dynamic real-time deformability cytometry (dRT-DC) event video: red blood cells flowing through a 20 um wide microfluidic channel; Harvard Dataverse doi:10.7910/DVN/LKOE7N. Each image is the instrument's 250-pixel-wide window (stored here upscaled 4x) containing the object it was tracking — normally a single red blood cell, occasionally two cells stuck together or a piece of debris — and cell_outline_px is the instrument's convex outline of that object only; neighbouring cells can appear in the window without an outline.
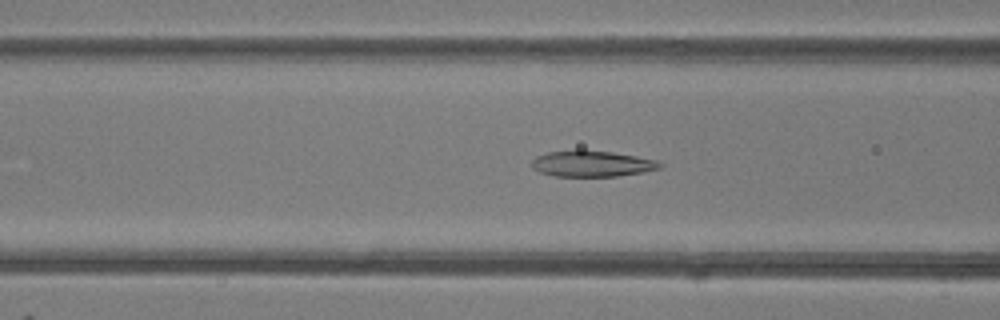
{"species": "common noctule bat (a hibernating species)", "species_latin": "Nyctalus noctula", "temperature_condition": "room temperature", "stored_images_in_passage": 39, "camera_frame_rate_fps": 3000, "um_per_image_px": 0.085, "animal": {"sex": "female"}, "frame": {"image": 1, "passage_image": 19, "time_ms": 6.0, "image_size_px": [1000, 320], "cell_outline_px": [[664, 164], [660, 168], [644, 172], [616, 176], [556, 176], [540, 172], [532, 168], [532, 160], [536, 156], [548, 152], [576, 148], [580, 148], [612, 152], [636, 156], [656, 160]], "centroid_in_image_um": [50.3, 13.89], "position_along_channel_um": 116.3, "area_um2": 19.77}}
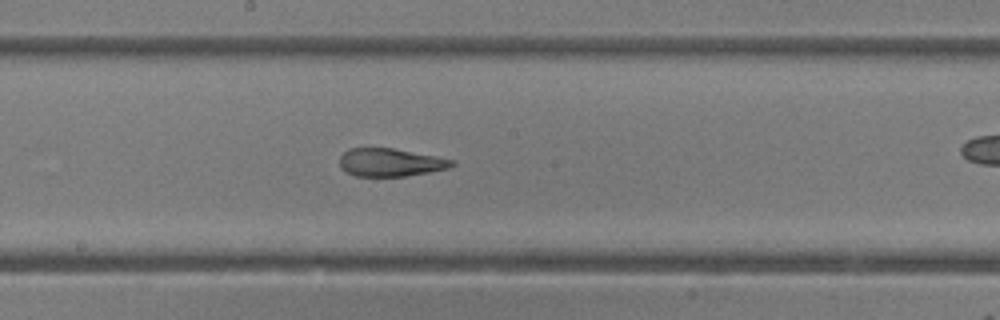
{"frame": {"image": 2, "passage_image": 26, "time_ms": 8.333, "image_size_px": [1000, 320], "cell_outline_px": [[456, 164], [448, 168], [428, 172], [404, 176], [356, 176], [340, 168], [340, 156], [348, 148], [392, 148], [436, 156], [456, 160]], "centroid_in_image_um": [33.19, 13.8], "position_along_channel_um": 215.0, "area_um2": 18.26}}
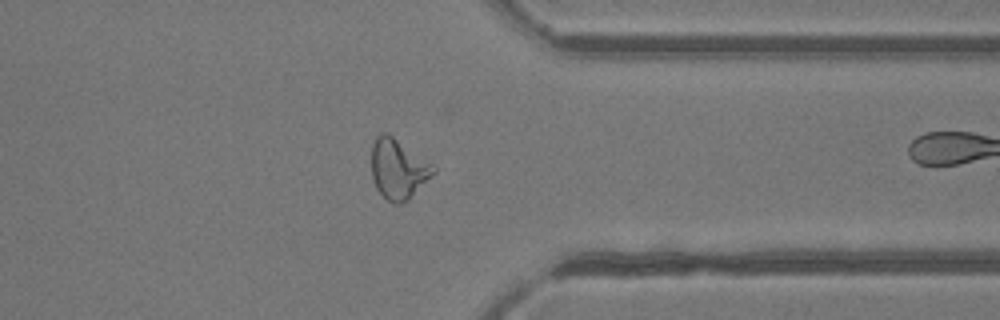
{"frame": {"image": 3, "passage_image": 38, "time_ms": 12.333, "image_size_px": [1000, 320], "cell_outline_px": [[436, 172], [408, 200], [400, 204], [396, 204], [388, 200], [376, 188], [372, 176], [372, 144], [376, 136], [384, 132], [388, 132], [432, 164], [436, 168]], "centroid_in_image_um": [33.84, 14.35], "position_along_channel_um": 377.6, "area_um2": 21.5}}